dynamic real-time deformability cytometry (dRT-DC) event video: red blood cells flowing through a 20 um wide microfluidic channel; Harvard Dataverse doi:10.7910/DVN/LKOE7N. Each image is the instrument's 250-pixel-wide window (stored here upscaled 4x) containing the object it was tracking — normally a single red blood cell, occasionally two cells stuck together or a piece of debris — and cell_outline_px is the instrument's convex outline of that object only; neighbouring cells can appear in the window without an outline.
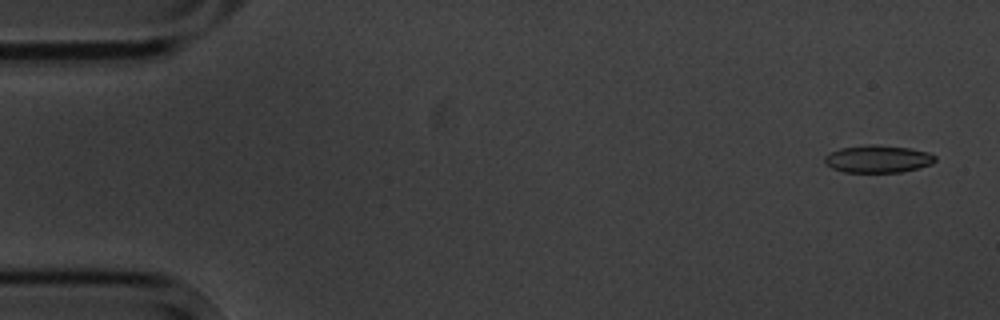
{"species": "common noctule bat (a hibernating species)", "species_latin": "Nyctalus noctula", "temperature_condition": "cold", "stored_images_in_passage": 5, "camera_frame_rate_fps": 3000, "um_per_image_px": 0.085, "animal": {"sex": "male", "body_mass_g": 20.1, "forearm_length_mm": 53.5}, "frame": {"image": 1, "passage_image": 1, "time_ms": 0.0, "image_size_px": [1000, 320], "cell_outline_px": [[936, 160], [932, 164], [900, 172], [844, 172], [832, 168], [824, 164], [824, 156], [840, 148], [868, 144], [876, 144], [908, 148], [928, 152], [936, 156]], "centroid_in_image_um": [74.6, 13.5], "position_along_channel_um": 10.4, "area_um2": 17.69}}
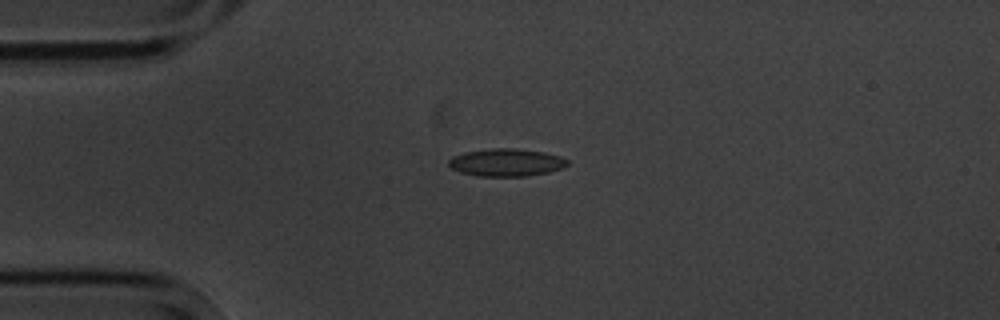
{"frame": {"image": 2, "passage_image": 4, "time_ms": 3.667, "image_size_px": [1000, 320], "cell_outline_px": [[568, 164], [564, 168], [548, 172], [528, 176], [476, 176], [460, 172], [452, 168], [448, 164], [448, 160], [452, 156], [464, 152], [492, 148], [516, 148], [544, 152], [560, 156], [568, 160]], "centroid_in_image_um": [43.04, 13.81], "position_along_channel_um": 42.0, "area_um2": 19.25}}